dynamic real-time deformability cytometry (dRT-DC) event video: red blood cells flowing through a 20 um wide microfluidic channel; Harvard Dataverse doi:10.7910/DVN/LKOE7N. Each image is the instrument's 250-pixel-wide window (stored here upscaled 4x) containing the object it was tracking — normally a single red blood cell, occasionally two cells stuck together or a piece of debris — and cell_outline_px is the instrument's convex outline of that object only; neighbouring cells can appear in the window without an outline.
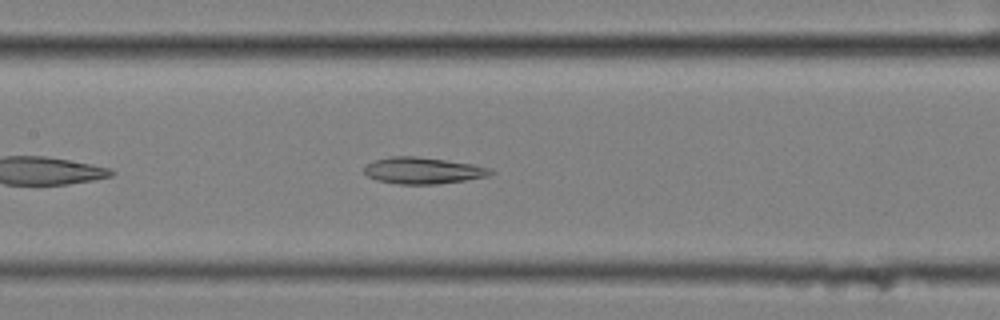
{"species": "common noctule bat (a hibernating species)", "species_latin": "Nyctalus noctula", "temperature_condition": "cold", "stored_images_in_passage": 43, "camera_frame_rate_fps": 3000, "um_per_image_px": 0.085, "animal": {"sex": "female", "body_mass_g": 25.1}, "frame": {"image": 1, "passage_image": 13, "time_ms": 4.0, "image_size_px": [1000, 320], "cell_outline_px": [[496, 172], [488, 176], [464, 180], [436, 184], [400, 184], [376, 180], [368, 176], [364, 172], [364, 168], [372, 160], [392, 156], [416, 156], [472, 164], [492, 168]], "centroid_in_image_um": [35.95, 14.49], "position_along_channel_um": 171.4, "area_um2": 19.48}}
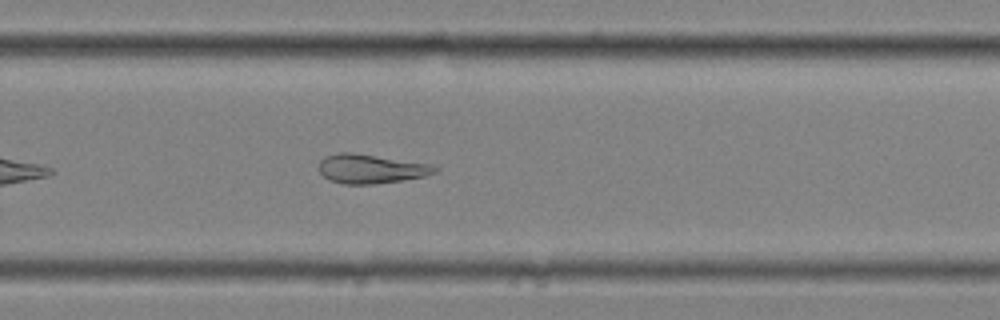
{"frame": {"image": 2, "passage_image": 24, "time_ms": 7.667, "image_size_px": [1000, 320], "cell_outline_px": [[440, 168], [436, 172], [424, 176], [404, 180], [376, 184], [344, 184], [328, 180], [316, 168], [320, 160], [324, 156], [336, 152], [352, 152], [428, 164]], "centroid_in_image_um": [31.45, 14.35], "position_along_channel_um": 298.4, "area_um2": 19.83}}
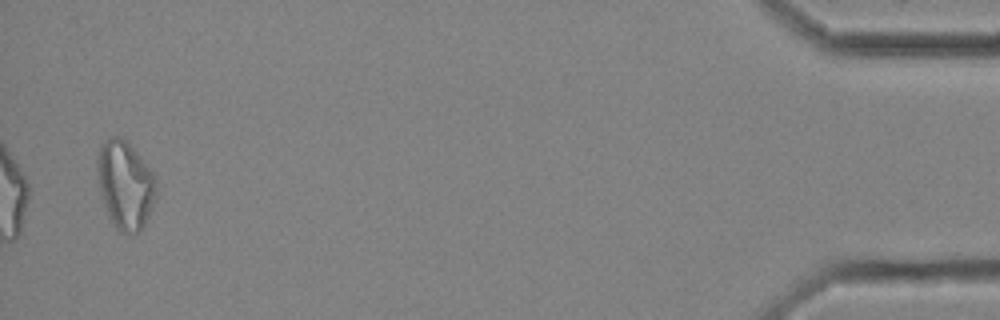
{"frame": {"image": 3, "passage_image": 42, "time_ms": 13.667, "image_size_px": [1000, 320], "cell_outline_px": [[156, 192], [152, 208], [140, 232], [120, 232], [112, 224], [108, 216], [100, 192], [96, 164], [96, 160], [100, 148], [104, 140], [108, 136], [120, 136], [140, 156], [156, 176]], "centroid_in_image_um": [10.63, 15.71], "position_along_channel_um": 424.6, "area_um2": 30.17}}